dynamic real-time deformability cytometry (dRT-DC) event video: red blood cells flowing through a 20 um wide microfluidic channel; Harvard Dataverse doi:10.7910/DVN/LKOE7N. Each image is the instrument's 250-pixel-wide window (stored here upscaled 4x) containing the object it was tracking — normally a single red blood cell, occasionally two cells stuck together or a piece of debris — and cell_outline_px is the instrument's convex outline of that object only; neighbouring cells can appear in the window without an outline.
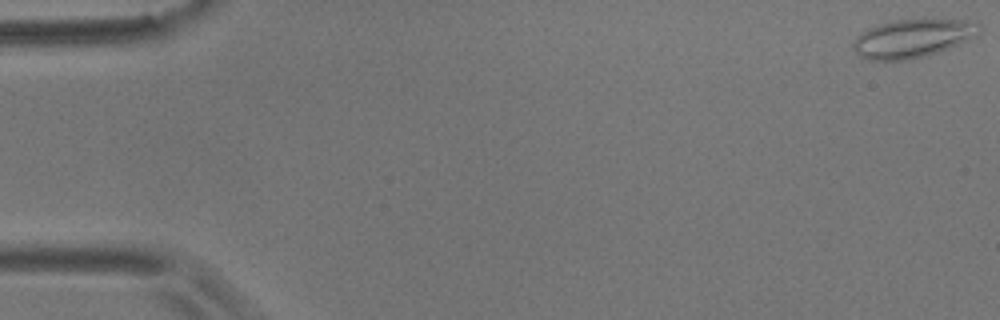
{"species": "common noctule bat (a hibernating species)", "species_latin": "Nyctalus noctula", "temperature_condition": "room temperature", "stored_images_in_passage": 57, "camera_frame_rate_fps": 3000, "um_per_image_px": 0.085, "animal": {"sex": "male", "body_mass_g": 17.9}, "frame": {"image": 1, "passage_image": 1, "time_ms": 0.0, "image_size_px": [1000, 320], "cell_outline_px": [[984, 28], [976, 36], [948, 48], [924, 56], [908, 60], [868, 60], [860, 56], [852, 48], [852, 44], [860, 32], [876, 24], [892, 20], [964, 20], [980, 24]], "centroid_in_image_um": [77.54, 3.26], "position_along_channel_um": 7.5, "area_um2": 28.09}}
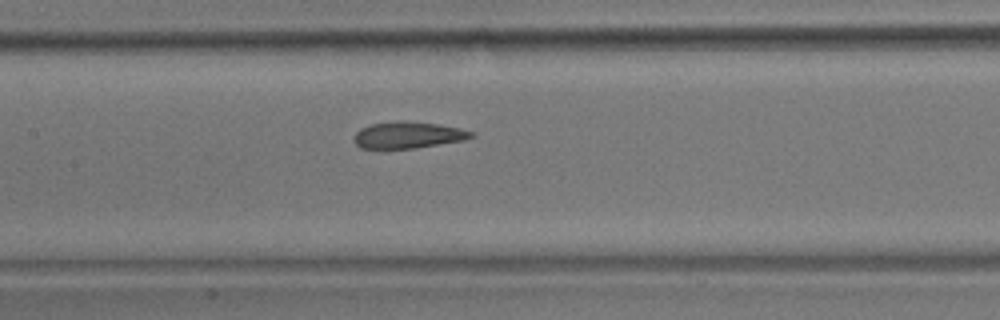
{"frame": {"image": 2, "passage_image": 27, "time_ms": 8.667, "image_size_px": [1000, 320], "cell_outline_px": [[476, 136], [464, 140], [416, 148], [360, 148], [352, 140], [352, 136], [360, 128], [372, 124], [400, 120], [404, 120], [436, 124], [460, 128], [472, 132]], "centroid_in_image_um": [34.65, 11.47], "position_along_channel_um": 172.7, "area_um2": 18.21}}
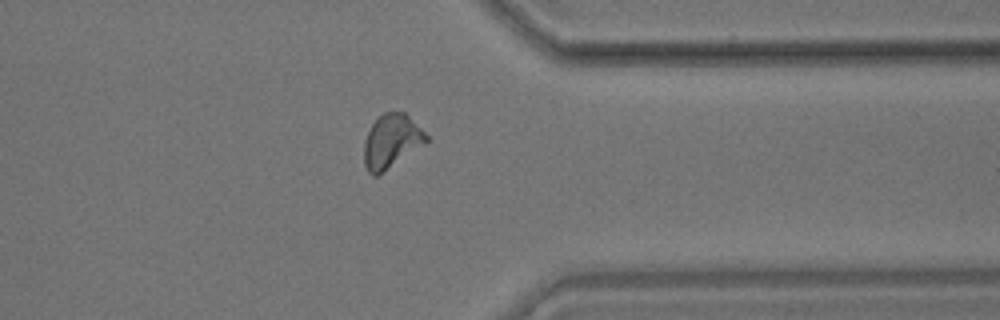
{"frame": {"image": 3, "passage_image": 45, "time_ms": 14.667, "image_size_px": [1000, 320], "cell_outline_px": [[428, 140], [380, 176], [372, 176], [368, 172], [364, 164], [364, 144], [368, 132], [372, 124], [384, 112], [404, 112], [428, 136]], "centroid_in_image_um": [33.24, 12.05], "position_along_channel_um": 378.2, "area_um2": 19.25}, "authors_computed_cell_mechanics": {"area_um2": 19.1896, "velocity_mm_per_s": 3.5299, "shape_relaxation_time_tau1_ms": null, "shape_relaxation_time_tau2_ms": 1.3991, "deformation_change_tau1": null, "deformation_change_tau2": 0.0812}}